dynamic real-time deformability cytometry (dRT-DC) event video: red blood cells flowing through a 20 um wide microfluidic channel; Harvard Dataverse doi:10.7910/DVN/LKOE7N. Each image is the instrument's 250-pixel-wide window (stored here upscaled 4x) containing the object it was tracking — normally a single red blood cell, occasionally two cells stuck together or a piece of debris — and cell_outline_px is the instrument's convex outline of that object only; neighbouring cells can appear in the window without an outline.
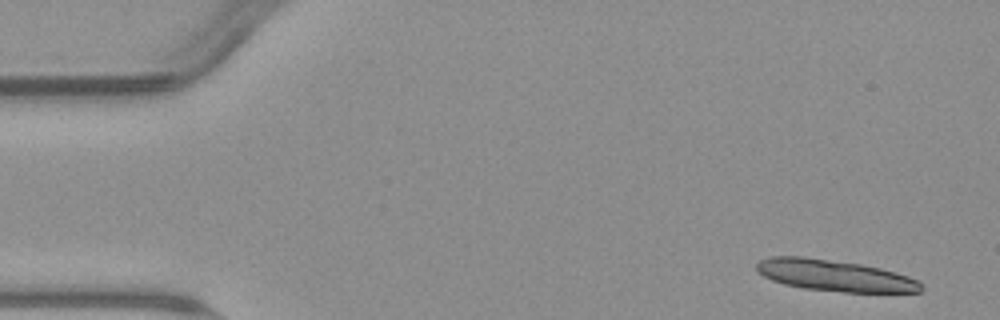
{"species": "common noctule bat (a hibernating species)", "species_latin": "Nyctalus noctula", "temperature_condition": "warm", "stored_images_in_passage": 5, "camera_frame_rate_fps": 3000, "um_per_image_px": 0.085, "animal": {"sex": "male", "body_mass_g": 23.1, "forearm_length_mm": 52.7}, "frame": {"image": 1, "passage_image": 1, "time_ms": 0.0, "image_size_px": [1000, 320], "cell_outline_px": [[924, 288], [920, 292], [844, 292], [804, 288], [784, 284], [772, 280], [756, 272], [756, 264], [760, 260], [772, 256], [804, 256], [860, 264], [880, 268], [896, 272], [908, 276], [916, 280]], "centroid_in_image_um": [70.92, 23.41], "position_along_channel_um": 14.1, "area_um2": 30.0}}
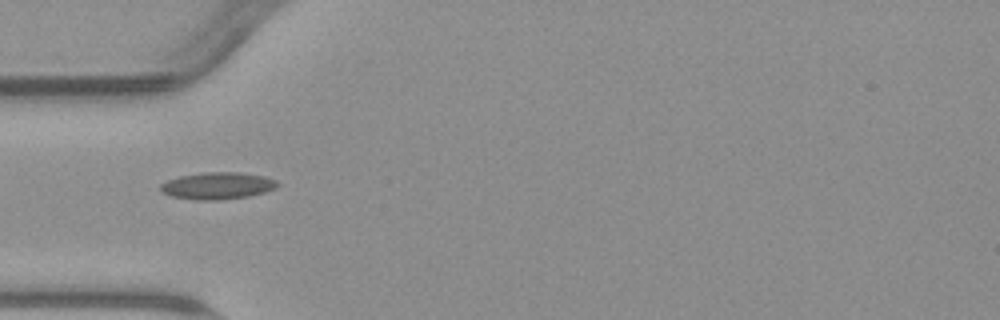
{"frame": {"image": 2, "passage_image": 5, "time_ms": 7.667, "image_size_px": [1000, 320], "cell_outline_px": [[280, 184], [276, 188], [264, 192], [248, 196], [220, 200], [192, 200], [172, 196], [160, 192], [160, 184], [168, 180], [180, 176], [204, 172], [240, 172], [264, 176], [276, 180]], "centroid_in_image_um": [18.48, 15.79], "position_along_channel_um": 66.5, "area_um2": 18.5}}